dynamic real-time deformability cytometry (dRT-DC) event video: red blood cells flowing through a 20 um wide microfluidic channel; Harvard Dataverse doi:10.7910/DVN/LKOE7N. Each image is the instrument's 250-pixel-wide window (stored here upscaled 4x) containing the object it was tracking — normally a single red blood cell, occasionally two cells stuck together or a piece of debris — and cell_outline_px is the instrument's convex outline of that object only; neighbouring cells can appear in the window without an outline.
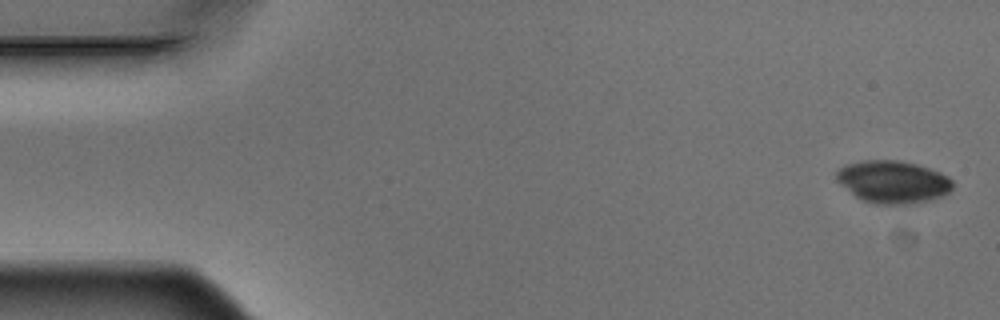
{"species": "Egyptian fruit bat (a non-hibernating species)", "species_latin": "Rousettus aegyptiacus", "temperature_condition": "warm", "stored_images_in_passage": 4, "camera_frame_rate_fps": 3000, "um_per_image_px": 0.085, "animal": {"sex": "male"}, "frame": {"image": 1, "passage_image": 1, "time_ms": 0.0, "image_size_px": [1000, 320], "cell_outline_px": [[952, 188], [948, 192], [940, 196], [928, 200], [904, 204], [876, 204], [860, 200], [840, 184], [836, 180], [836, 172], [840, 168], [848, 164], [864, 160], [896, 160], [916, 164], [940, 172], [948, 176], [952, 180]], "centroid_in_image_um": [75.87, 15.45], "position_along_channel_um": 9.1, "area_um2": 28.55}}
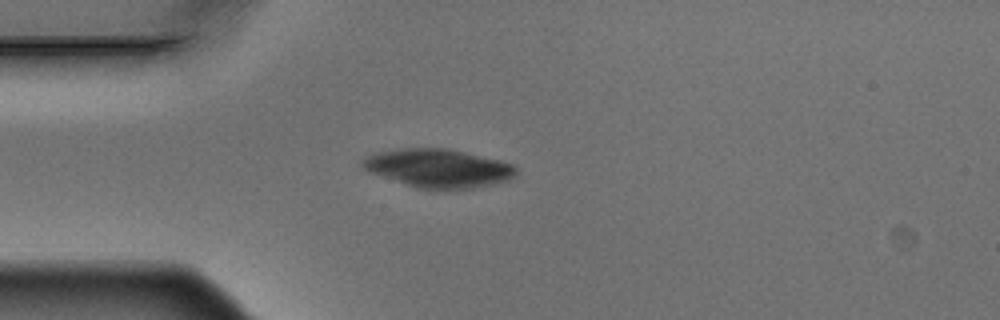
{"frame": {"image": 2, "passage_image": 4, "time_ms": 1.0, "image_size_px": [1000, 320], "cell_outline_px": [[516, 176], [508, 180], [492, 184], [472, 188], [416, 188], [368, 172], [360, 164], [360, 160], [376, 152], [400, 148], [444, 148], [464, 152], [500, 160], [512, 164], [516, 168]], "centroid_in_image_um": [37.22, 14.29], "position_along_channel_um": 47.8, "area_um2": 34.22}}